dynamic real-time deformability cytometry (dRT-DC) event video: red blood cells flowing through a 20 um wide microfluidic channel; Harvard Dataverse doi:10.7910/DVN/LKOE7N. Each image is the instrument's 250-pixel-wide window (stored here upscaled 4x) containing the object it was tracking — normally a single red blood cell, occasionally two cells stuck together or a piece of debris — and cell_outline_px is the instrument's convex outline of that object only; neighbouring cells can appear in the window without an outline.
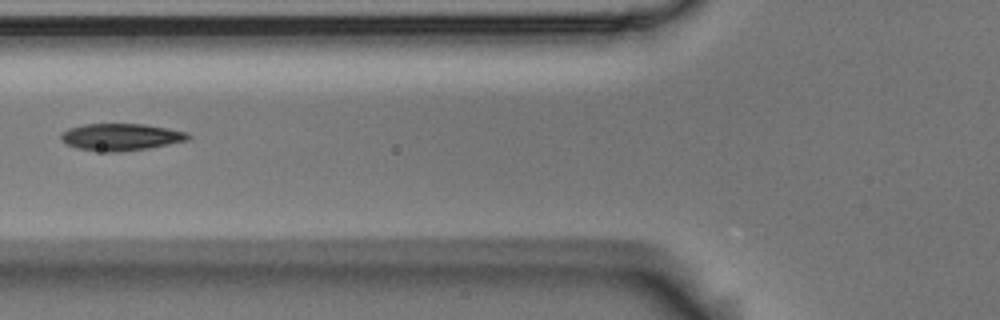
{"species": "Egyptian fruit bat (a non-hibernating species)", "species_latin": "Rousettus aegyptiacus", "temperature_condition": "room temperature", "stored_images_in_passage": 3, "camera_frame_rate_fps": 3000, "um_per_image_px": 0.085, "animal": {"sex": "male"}, "frame": {"image": 1, "passage_image": 3, "time_ms": 0.667, "image_size_px": [1000, 320], "cell_outline_px": [[192, 136], [188, 140], [148, 148], [116, 152], [104, 152], [76, 148], [68, 144], [60, 136], [68, 128], [84, 124], [144, 124], [188, 132]], "centroid_in_image_um": [10.3, 11.64], "position_along_channel_um": 115.5, "area_um2": 19.83}}